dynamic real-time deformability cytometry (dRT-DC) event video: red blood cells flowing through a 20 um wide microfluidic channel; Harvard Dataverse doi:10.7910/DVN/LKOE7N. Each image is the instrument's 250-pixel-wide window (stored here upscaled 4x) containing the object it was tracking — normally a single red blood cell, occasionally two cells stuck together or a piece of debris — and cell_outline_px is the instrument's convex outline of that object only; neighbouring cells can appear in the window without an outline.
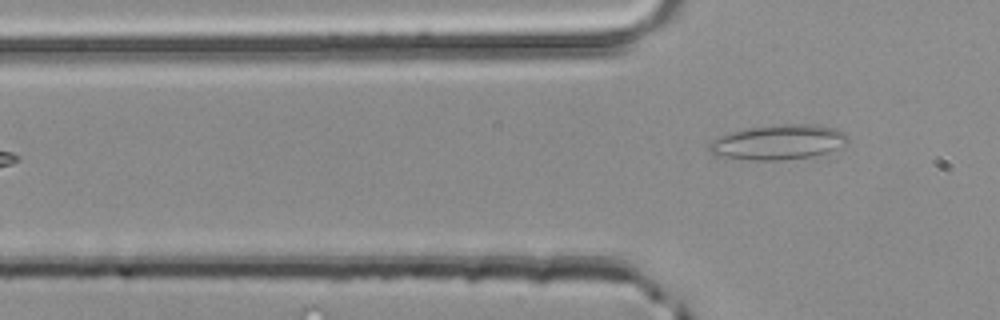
{"species": "common noctule bat (a hibernating species)", "species_latin": "Nyctalus noctula", "temperature_condition": "room temperature", "stored_images_in_passage": 2, "camera_frame_rate_fps": 3000, "um_per_image_px": 0.085, "animal": {"sex": "male", "body_mass_g": 20.4}, "frame": {"image": 1, "passage_image": 2, "time_ms": 0.333, "image_size_px": [1000, 320], "cell_outline_px": [[848, 144], [828, 152], [812, 156], [780, 160], [748, 160], [716, 156], [708, 148], [708, 144], [712, 140], [728, 132], [748, 128], [772, 124], [820, 124], [836, 128], [844, 132], [848, 136]], "centroid_in_image_um": [66.17, 12.07], "position_along_channel_um": 59.6, "area_um2": 28.61}}